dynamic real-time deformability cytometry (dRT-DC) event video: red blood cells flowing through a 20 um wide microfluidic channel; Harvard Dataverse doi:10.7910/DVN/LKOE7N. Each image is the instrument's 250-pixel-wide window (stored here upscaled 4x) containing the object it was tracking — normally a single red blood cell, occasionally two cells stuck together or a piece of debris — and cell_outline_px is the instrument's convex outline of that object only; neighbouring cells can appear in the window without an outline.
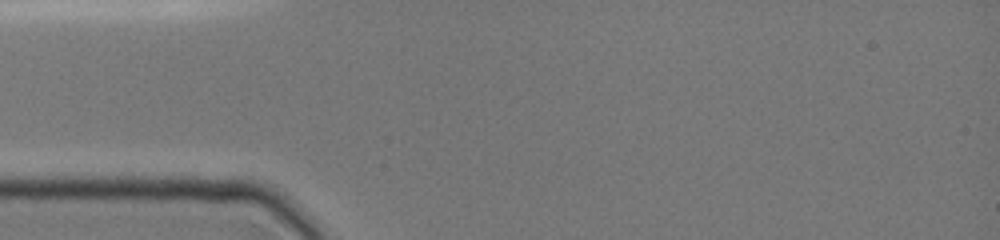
{"species": "common noctule bat (a hibernating species)", "species_latin": "Nyctalus noctula", "temperature_condition": "cold", "stored_images_in_passage": 1, "camera_frame_rate_fps": 3000, "um_per_image_px": 0.085, "animal": {"sex": "female", "body_mass_g": 19.0, "forearm_length_mm": 51.5}, "frame": {"image": 1, "passage_image": 1, "time_ms": 0.0, "image_size_px": [1000, 240], "cell_outline_px": [[248, 148], [124, 148], [96, 144], [96, 140], [124, 136], [156, 136], [248, 140]], "centroid_in_image_um": [14.57, 12.12], "position_along_channel_um": 70.4, "area_um2": 11.04}}